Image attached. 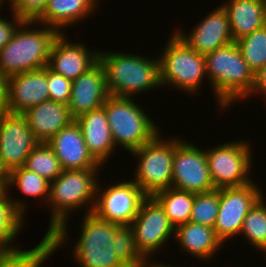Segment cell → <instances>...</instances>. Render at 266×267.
<instances>
[{
    "label": "cell",
    "instance_id": "1",
    "mask_svg": "<svg viewBox=\"0 0 266 267\" xmlns=\"http://www.w3.org/2000/svg\"><path fill=\"white\" fill-rule=\"evenodd\" d=\"M100 169L63 170L49 184L50 225L45 236H50L55 249L66 244L69 215L74 210L87 207L85 214L93 211Z\"/></svg>",
    "mask_w": 266,
    "mask_h": 267
},
{
    "label": "cell",
    "instance_id": "2",
    "mask_svg": "<svg viewBox=\"0 0 266 267\" xmlns=\"http://www.w3.org/2000/svg\"><path fill=\"white\" fill-rule=\"evenodd\" d=\"M208 83L211 85L219 110L228 109L238 100L248 98L255 84V74L232 42L204 55ZM243 98V99H242ZM223 108V109H221Z\"/></svg>",
    "mask_w": 266,
    "mask_h": 267
},
{
    "label": "cell",
    "instance_id": "3",
    "mask_svg": "<svg viewBox=\"0 0 266 267\" xmlns=\"http://www.w3.org/2000/svg\"><path fill=\"white\" fill-rule=\"evenodd\" d=\"M98 61L105 71L110 96L134 98L143 91L147 93L161 88L158 58L99 51Z\"/></svg>",
    "mask_w": 266,
    "mask_h": 267
},
{
    "label": "cell",
    "instance_id": "4",
    "mask_svg": "<svg viewBox=\"0 0 266 267\" xmlns=\"http://www.w3.org/2000/svg\"><path fill=\"white\" fill-rule=\"evenodd\" d=\"M41 26L37 21L20 23L11 40L0 50V74L9 77L48 65L53 42L60 33L52 27Z\"/></svg>",
    "mask_w": 266,
    "mask_h": 267
},
{
    "label": "cell",
    "instance_id": "5",
    "mask_svg": "<svg viewBox=\"0 0 266 267\" xmlns=\"http://www.w3.org/2000/svg\"><path fill=\"white\" fill-rule=\"evenodd\" d=\"M103 107L116 147L119 145L130 154L160 132L153 118L133 98L109 96Z\"/></svg>",
    "mask_w": 266,
    "mask_h": 267
},
{
    "label": "cell",
    "instance_id": "6",
    "mask_svg": "<svg viewBox=\"0 0 266 267\" xmlns=\"http://www.w3.org/2000/svg\"><path fill=\"white\" fill-rule=\"evenodd\" d=\"M159 59L161 88L166 85L194 95L207 78L203 54L190 48L173 32Z\"/></svg>",
    "mask_w": 266,
    "mask_h": 267
},
{
    "label": "cell",
    "instance_id": "7",
    "mask_svg": "<svg viewBox=\"0 0 266 267\" xmlns=\"http://www.w3.org/2000/svg\"><path fill=\"white\" fill-rule=\"evenodd\" d=\"M159 132L151 141L132 151L138 158L134 182L147 197L172 187V168L175 148L183 138H162Z\"/></svg>",
    "mask_w": 266,
    "mask_h": 267
},
{
    "label": "cell",
    "instance_id": "8",
    "mask_svg": "<svg viewBox=\"0 0 266 267\" xmlns=\"http://www.w3.org/2000/svg\"><path fill=\"white\" fill-rule=\"evenodd\" d=\"M80 237L72 251L80 267H127L113 248L114 232L119 226L90 212L82 218Z\"/></svg>",
    "mask_w": 266,
    "mask_h": 267
},
{
    "label": "cell",
    "instance_id": "9",
    "mask_svg": "<svg viewBox=\"0 0 266 267\" xmlns=\"http://www.w3.org/2000/svg\"><path fill=\"white\" fill-rule=\"evenodd\" d=\"M211 179L215 189L239 187L253 180L252 149L249 142L230 141L205 149Z\"/></svg>",
    "mask_w": 266,
    "mask_h": 267
},
{
    "label": "cell",
    "instance_id": "10",
    "mask_svg": "<svg viewBox=\"0 0 266 267\" xmlns=\"http://www.w3.org/2000/svg\"><path fill=\"white\" fill-rule=\"evenodd\" d=\"M131 180L112 184L106 189L99 188L98 182L92 213L111 223L131 225L142 202L147 198L142 189Z\"/></svg>",
    "mask_w": 266,
    "mask_h": 267
},
{
    "label": "cell",
    "instance_id": "11",
    "mask_svg": "<svg viewBox=\"0 0 266 267\" xmlns=\"http://www.w3.org/2000/svg\"><path fill=\"white\" fill-rule=\"evenodd\" d=\"M261 190L254 181L219 189V211L213 229L223 244L240 235L245 216L264 194Z\"/></svg>",
    "mask_w": 266,
    "mask_h": 267
},
{
    "label": "cell",
    "instance_id": "12",
    "mask_svg": "<svg viewBox=\"0 0 266 267\" xmlns=\"http://www.w3.org/2000/svg\"><path fill=\"white\" fill-rule=\"evenodd\" d=\"M172 187L192 193L215 190L205 150L185 139L175 148L172 168Z\"/></svg>",
    "mask_w": 266,
    "mask_h": 267
},
{
    "label": "cell",
    "instance_id": "13",
    "mask_svg": "<svg viewBox=\"0 0 266 267\" xmlns=\"http://www.w3.org/2000/svg\"><path fill=\"white\" fill-rule=\"evenodd\" d=\"M131 226L136 246L145 258L155 255L172 236L174 238L175 234V228L164 209L153 197H147L142 202Z\"/></svg>",
    "mask_w": 266,
    "mask_h": 267
},
{
    "label": "cell",
    "instance_id": "14",
    "mask_svg": "<svg viewBox=\"0 0 266 267\" xmlns=\"http://www.w3.org/2000/svg\"><path fill=\"white\" fill-rule=\"evenodd\" d=\"M38 143L22 114L0 113V157L8 172L24 166Z\"/></svg>",
    "mask_w": 266,
    "mask_h": 267
},
{
    "label": "cell",
    "instance_id": "15",
    "mask_svg": "<svg viewBox=\"0 0 266 267\" xmlns=\"http://www.w3.org/2000/svg\"><path fill=\"white\" fill-rule=\"evenodd\" d=\"M48 100L47 66L7 77V112L22 114Z\"/></svg>",
    "mask_w": 266,
    "mask_h": 267
},
{
    "label": "cell",
    "instance_id": "16",
    "mask_svg": "<svg viewBox=\"0 0 266 267\" xmlns=\"http://www.w3.org/2000/svg\"><path fill=\"white\" fill-rule=\"evenodd\" d=\"M175 33L190 48L203 55L234 42L227 12L221 4L192 28L189 36L184 35L181 29Z\"/></svg>",
    "mask_w": 266,
    "mask_h": 267
},
{
    "label": "cell",
    "instance_id": "17",
    "mask_svg": "<svg viewBox=\"0 0 266 267\" xmlns=\"http://www.w3.org/2000/svg\"><path fill=\"white\" fill-rule=\"evenodd\" d=\"M64 34L54 40L47 66L74 81L98 62L99 50L89 51L83 43L70 42Z\"/></svg>",
    "mask_w": 266,
    "mask_h": 267
},
{
    "label": "cell",
    "instance_id": "18",
    "mask_svg": "<svg viewBox=\"0 0 266 267\" xmlns=\"http://www.w3.org/2000/svg\"><path fill=\"white\" fill-rule=\"evenodd\" d=\"M63 170L99 169L101 165L89 153L83 134L74 120L48 142Z\"/></svg>",
    "mask_w": 266,
    "mask_h": 267
},
{
    "label": "cell",
    "instance_id": "19",
    "mask_svg": "<svg viewBox=\"0 0 266 267\" xmlns=\"http://www.w3.org/2000/svg\"><path fill=\"white\" fill-rule=\"evenodd\" d=\"M109 96L105 71L98 61L87 72L72 81L71 99L68 104L70 113L76 119L103 106Z\"/></svg>",
    "mask_w": 266,
    "mask_h": 267
},
{
    "label": "cell",
    "instance_id": "20",
    "mask_svg": "<svg viewBox=\"0 0 266 267\" xmlns=\"http://www.w3.org/2000/svg\"><path fill=\"white\" fill-rule=\"evenodd\" d=\"M75 121L81 129L89 153L103 167L117 149L104 107L89 111Z\"/></svg>",
    "mask_w": 266,
    "mask_h": 267
},
{
    "label": "cell",
    "instance_id": "21",
    "mask_svg": "<svg viewBox=\"0 0 266 267\" xmlns=\"http://www.w3.org/2000/svg\"><path fill=\"white\" fill-rule=\"evenodd\" d=\"M22 115L38 142H48L59 130L75 120L68 105L53 100L35 105Z\"/></svg>",
    "mask_w": 266,
    "mask_h": 267
},
{
    "label": "cell",
    "instance_id": "22",
    "mask_svg": "<svg viewBox=\"0 0 266 267\" xmlns=\"http://www.w3.org/2000/svg\"><path fill=\"white\" fill-rule=\"evenodd\" d=\"M174 238L183 252L206 262L224 246L213 228L190 221L175 228Z\"/></svg>",
    "mask_w": 266,
    "mask_h": 267
},
{
    "label": "cell",
    "instance_id": "23",
    "mask_svg": "<svg viewBox=\"0 0 266 267\" xmlns=\"http://www.w3.org/2000/svg\"><path fill=\"white\" fill-rule=\"evenodd\" d=\"M97 4L98 0H49L45 11L36 21L63 34L64 28L73 26V23L76 25L94 14Z\"/></svg>",
    "mask_w": 266,
    "mask_h": 267
},
{
    "label": "cell",
    "instance_id": "24",
    "mask_svg": "<svg viewBox=\"0 0 266 267\" xmlns=\"http://www.w3.org/2000/svg\"><path fill=\"white\" fill-rule=\"evenodd\" d=\"M222 6L227 12L234 42L266 23V0H228Z\"/></svg>",
    "mask_w": 266,
    "mask_h": 267
},
{
    "label": "cell",
    "instance_id": "25",
    "mask_svg": "<svg viewBox=\"0 0 266 267\" xmlns=\"http://www.w3.org/2000/svg\"><path fill=\"white\" fill-rule=\"evenodd\" d=\"M9 192L6 191L0 197V253L22 250L13 246L12 242L24 225L27 202L15 198L13 200Z\"/></svg>",
    "mask_w": 266,
    "mask_h": 267
},
{
    "label": "cell",
    "instance_id": "26",
    "mask_svg": "<svg viewBox=\"0 0 266 267\" xmlns=\"http://www.w3.org/2000/svg\"><path fill=\"white\" fill-rule=\"evenodd\" d=\"M153 198L164 209L174 228L190 220L194 193L170 187L156 193Z\"/></svg>",
    "mask_w": 266,
    "mask_h": 267
},
{
    "label": "cell",
    "instance_id": "27",
    "mask_svg": "<svg viewBox=\"0 0 266 267\" xmlns=\"http://www.w3.org/2000/svg\"><path fill=\"white\" fill-rule=\"evenodd\" d=\"M55 250L52 238L44 236L33 249L0 253V267H40Z\"/></svg>",
    "mask_w": 266,
    "mask_h": 267
},
{
    "label": "cell",
    "instance_id": "28",
    "mask_svg": "<svg viewBox=\"0 0 266 267\" xmlns=\"http://www.w3.org/2000/svg\"><path fill=\"white\" fill-rule=\"evenodd\" d=\"M262 196L245 216L240 234L247 242L266 254V201Z\"/></svg>",
    "mask_w": 266,
    "mask_h": 267
},
{
    "label": "cell",
    "instance_id": "29",
    "mask_svg": "<svg viewBox=\"0 0 266 267\" xmlns=\"http://www.w3.org/2000/svg\"><path fill=\"white\" fill-rule=\"evenodd\" d=\"M49 184L50 182L45 178L22 166L9 172L6 191H8L11 186H16V189L18 188L22 195L28 197L33 196L32 198H34V196L35 198L38 197L47 204Z\"/></svg>",
    "mask_w": 266,
    "mask_h": 267
},
{
    "label": "cell",
    "instance_id": "30",
    "mask_svg": "<svg viewBox=\"0 0 266 267\" xmlns=\"http://www.w3.org/2000/svg\"><path fill=\"white\" fill-rule=\"evenodd\" d=\"M24 167L47 181H54L63 171L60 161L46 142H39L28 155Z\"/></svg>",
    "mask_w": 266,
    "mask_h": 267
},
{
    "label": "cell",
    "instance_id": "31",
    "mask_svg": "<svg viewBox=\"0 0 266 267\" xmlns=\"http://www.w3.org/2000/svg\"><path fill=\"white\" fill-rule=\"evenodd\" d=\"M235 42L249 68L256 74L266 64V24Z\"/></svg>",
    "mask_w": 266,
    "mask_h": 267
},
{
    "label": "cell",
    "instance_id": "32",
    "mask_svg": "<svg viewBox=\"0 0 266 267\" xmlns=\"http://www.w3.org/2000/svg\"><path fill=\"white\" fill-rule=\"evenodd\" d=\"M113 248L127 267H140L145 257L136 246L135 234L131 225H119L114 232Z\"/></svg>",
    "mask_w": 266,
    "mask_h": 267
},
{
    "label": "cell",
    "instance_id": "33",
    "mask_svg": "<svg viewBox=\"0 0 266 267\" xmlns=\"http://www.w3.org/2000/svg\"><path fill=\"white\" fill-rule=\"evenodd\" d=\"M219 211V189L194 193L190 222L214 228Z\"/></svg>",
    "mask_w": 266,
    "mask_h": 267
},
{
    "label": "cell",
    "instance_id": "34",
    "mask_svg": "<svg viewBox=\"0 0 266 267\" xmlns=\"http://www.w3.org/2000/svg\"><path fill=\"white\" fill-rule=\"evenodd\" d=\"M47 84L50 100L61 102L66 105L71 99L72 81L66 79L61 74L53 72L47 66Z\"/></svg>",
    "mask_w": 266,
    "mask_h": 267
},
{
    "label": "cell",
    "instance_id": "35",
    "mask_svg": "<svg viewBox=\"0 0 266 267\" xmlns=\"http://www.w3.org/2000/svg\"><path fill=\"white\" fill-rule=\"evenodd\" d=\"M49 0H9L10 10L22 20L36 21L45 11Z\"/></svg>",
    "mask_w": 266,
    "mask_h": 267
},
{
    "label": "cell",
    "instance_id": "36",
    "mask_svg": "<svg viewBox=\"0 0 266 267\" xmlns=\"http://www.w3.org/2000/svg\"><path fill=\"white\" fill-rule=\"evenodd\" d=\"M12 14V21L7 18L0 17V50L11 40L17 27L23 21L15 13Z\"/></svg>",
    "mask_w": 266,
    "mask_h": 267
},
{
    "label": "cell",
    "instance_id": "37",
    "mask_svg": "<svg viewBox=\"0 0 266 267\" xmlns=\"http://www.w3.org/2000/svg\"><path fill=\"white\" fill-rule=\"evenodd\" d=\"M258 93L266 98V64L255 74V84L248 97L250 98Z\"/></svg>",
    "mask_w": 266,
    "mask_h": 267
},
{
    "label": "cell",
    "instance_id": "38",
    "mask_svg": "<svg viewBox=\"0 0 266 267\" xmlns=\"http://www.w3.org/2000/svg\"><path fill=\"white\" fill-rule=\"evenodd\" d=\"M7 77L0 74V113L6 111Z\"/></svg>",
    "mask_w": 266,
    "mask_h": 267
},
{
    "label": "cell",
    "instance_id": "39",
    "mask_svg": "<svg viewBox=\"0 0 266 267\" xmlns=\"http://www.w3.org/2000/svg\"><path fill=\"white\" fill-rule=\"evenodd\" d=\"M8 177H9V172L4 167L0 157V186H4L6 188Z\"/></svg>",
    "mask_w": 266,
    "mask_h": 267
},
{
    "label": "cell",
    "instance_id": "40",
    "mask_svg": "<svg viewBox=\"0 0 266 267\" xmlns=\"http://www.w3.org/2000/svg\"><path fill=\"white\" fill-rule=\"evenodd\" d=\"M150 260H151L150 258H146L140 267H172L171 265L169 266V265L164 264V263H157V262L155 263V262H151Z\"/></svg>",
    "mask_w": 266,
    "mask_h": 267
},
{
    "label": "cell",
    "instance_id": "41",
    "mask_svg": "<svg viewBox=\"0 0 266 267\" xmlns=\"http://www.w3.org/2000/svg\"><path fill=\"white\" fill-rule=\"evenodd\" d=\"M6 192V188L4 186H0V197Z\"/></svg>",
    "mask_w": 266,
    "mask_h": 267
},
{
    "label": "cell",
    "instance_id": "42",
    "mask_svg": "<svg viewBox=\"0 0 266 267\" xmlns=\"http://www.w3.org/2000/svg\"><path fill=\"white\" fill-rule=\"evenodd\" d=\"M3 3H5V4H6L5 0H0V11L2 10V5L4 6V4H3Z\"/></svg>",
    "mask_w": 266,
    "mask_h": 267
}]
</instances>
